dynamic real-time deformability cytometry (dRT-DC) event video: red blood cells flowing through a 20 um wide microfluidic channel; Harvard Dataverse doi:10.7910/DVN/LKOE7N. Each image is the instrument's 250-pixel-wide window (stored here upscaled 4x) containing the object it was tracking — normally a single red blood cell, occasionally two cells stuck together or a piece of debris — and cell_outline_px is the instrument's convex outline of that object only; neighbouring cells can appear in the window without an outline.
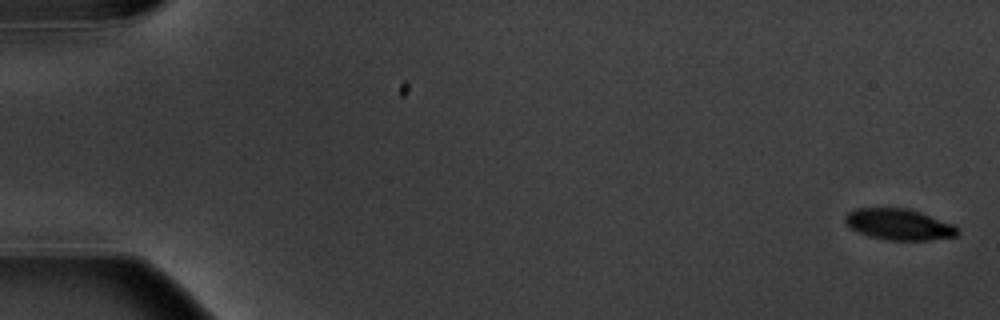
{"species": "common noctule bat (a hibernating species)", "species_latin": "Nyctalus noctula", "temperature_condition": "warm", "stored_images_in_passage": 5, "camera_frame_rate_fps": 3000, "um_per_image_px": 0.085, "animal": {"sex": "male", "body_mass_g": 20.1, "forearm_length_mm": 53.5}, "frame": {"image": 1, "passage_image": 1, "time_ms": 0.0, "image_size_px": [1000, 320], "cell_outline_px": [[960, 232], [956, 236], [932, 240], [884, 240], [868, 236], [852, 228], [844, 220], [844, 216], [848, 212], [856, 208], [908, 208], [956, 224]], "centroid_in_image_um": [76.46, 19.07], "position_along_channel_um": 8.5, "area_um2": 20.58}}
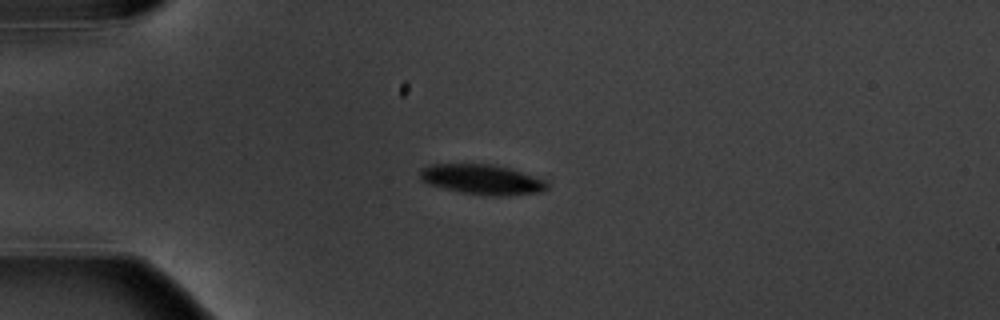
{"frame": {"image": 2, "passage_image": 5, "time_ms": 4.667, "image_size_px": [1000, 320], "cell_outline_px": [[548, 188], [544, 192], [508, 196], [484, 196], [460, 192], [428, 184], [420, 180], [420, 168], [432, 164], [492, 164], [508, 168], [544, 180], [548, 184]], "centroid_in_image_um": [40.96, 15.27], "position_along_channel_um": 44.0, "area_um2": 22.37}}